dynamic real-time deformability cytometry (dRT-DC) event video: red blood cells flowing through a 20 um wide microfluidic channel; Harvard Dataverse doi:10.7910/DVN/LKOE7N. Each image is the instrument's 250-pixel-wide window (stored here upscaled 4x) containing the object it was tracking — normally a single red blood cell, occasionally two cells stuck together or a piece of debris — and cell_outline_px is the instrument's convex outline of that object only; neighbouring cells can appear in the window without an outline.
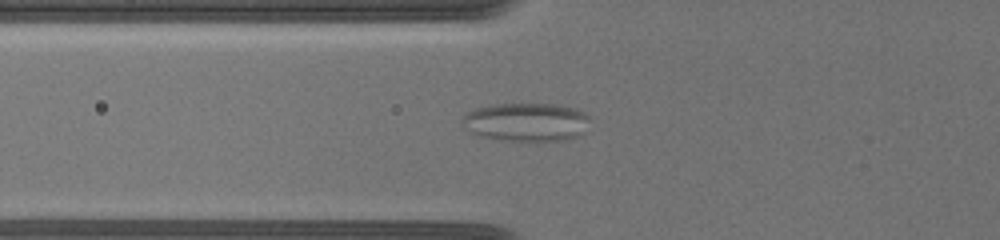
{"species": "common noctule bat (a hibernating species)", "species_latin": "Nyctalus noctula", "temperature_condition": "warm", "stored_images_in_passage": 29, "camera_frame_rate_fps": 3000, "um_per_image_px": 0.085, "animal": {"sex": "female", "body_mass_g": 19.5, "forearm_length_mm": 54.1}, "frame": {"image": 1, "passage_image": 27, "time_ms": 8.0, "image_size_px": [1000, 240], "cell_outline_px": [[592, 120], [584, 132], [580, 136], [568, 140], [500, 140], [476, 136], [464, 128], [460, 120], [468, 112], [476, 108], [496, 104], [552, 104], [576, 108], [592, 116]], "centroid_in_image_um": [44.77, 10.38], "position_along_channel_um": 81.0, "area_um2": 29.07}}